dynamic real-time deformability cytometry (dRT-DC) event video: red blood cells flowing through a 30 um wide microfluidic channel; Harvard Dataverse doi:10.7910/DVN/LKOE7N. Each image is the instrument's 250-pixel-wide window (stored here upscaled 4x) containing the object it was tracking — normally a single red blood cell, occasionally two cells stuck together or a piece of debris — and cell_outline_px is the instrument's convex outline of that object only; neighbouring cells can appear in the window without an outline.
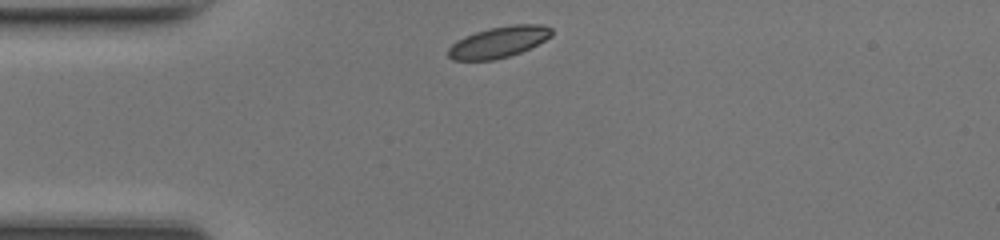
{"species": "common noctule bat (a hibernating species)", "species_latin": "Nyctalus noctula", "temperature_condition": "room temperature", "stored_images_in_passage": 31, "camera_frame_rate_fps": 3000, "um_per_image_px": 0.085, "animal": {"sex": "female", "body_mass_g": 17.0, "forearm_length_mm": 48.0}, "frame": {"image": 1, "passage_image": 1, "time_ms": 0.0, "image_size_px": [1000, 240], "cell_outline_px": [[552, 36], [520, 52], [496, 60], [452, 60], [448, 56], [448, 48], [452, 44], [464, 36], [488, 28], [512, 24], [544, 24], [552, 28]], "centroid_in_image_um": [42.38, 3.56], "position_along_channel_um": 42.6, "area_um2": 18.73}}
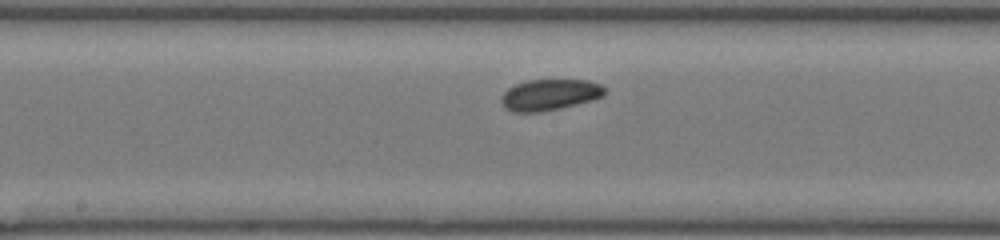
{"frame": {"image": 2, "passage_image": 14, "time_ms": 4.333, "image_size_px": [1000, 240], "cell_outline_px": [[608, 92], [604, 96], [592, 100], [560, 108], [540, 112], [512, 112], [504, 108], [500, 104], [500, 96], [508, 88], [516, 84], [528, 80], [588, 80], [600, 84], [608, 88]], "centroid_in_image_um": [46.73, 8.06], "position_along_channel_um": 201.5, "area_um2": 19.07}}
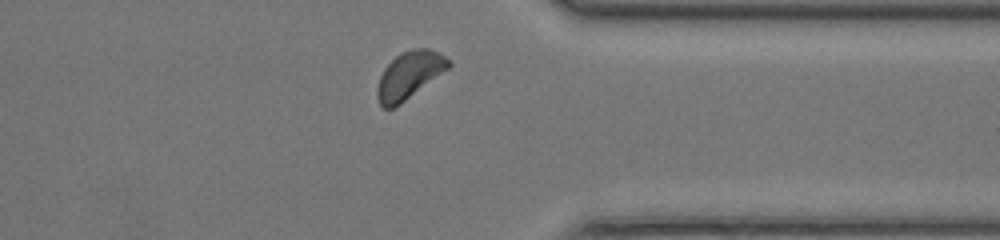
{"frame": {"image": 3, "passage_image": 27, "time_ms": 8.667, "image_size_px": [1000, 240], "cell_outline_px": [[452, 64], [448, 68], [400, 104], [392, 108], [384, 108], [380, 104], [376, 96], [376, 88], [380, 76], [384, 68], [400, 52], [412, 48], [428, 48], [452, 60]], "centroid_in_image_um": [34.77, 6.37], "position_along_channel_um": 376.6, "area_um2": 19.42}, "authors_computed_cell_mechanics": {"area_um2": 18.8428, "velocity_mm_per_s": 4.1904, "shape_relaxation_time_tau1_ms": 0.8682, "shape_relaxation_time_tau2_ms": null, "deformation_change_tau1": 0.0434, "deformation_change_tau2": null}}